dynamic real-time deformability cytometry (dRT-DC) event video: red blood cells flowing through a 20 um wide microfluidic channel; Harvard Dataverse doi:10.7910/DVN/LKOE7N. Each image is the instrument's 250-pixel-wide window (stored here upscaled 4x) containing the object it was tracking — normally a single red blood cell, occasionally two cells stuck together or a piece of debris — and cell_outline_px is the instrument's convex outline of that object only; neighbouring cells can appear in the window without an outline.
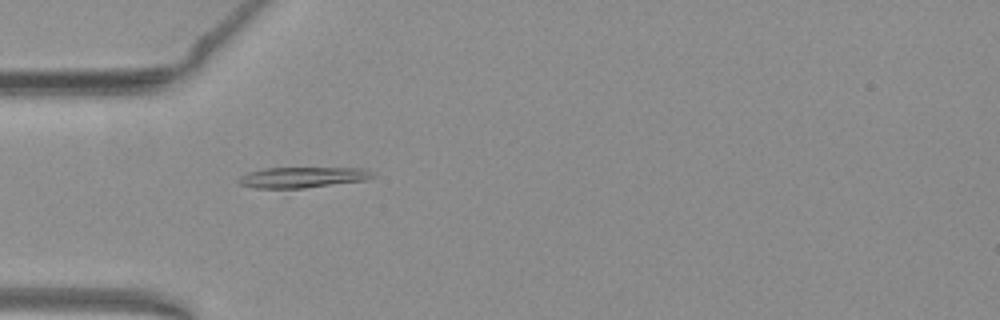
{"species": "common noctule bat (a hibernating species)", "species_latin": "Nyctalus noctula", "temperature_condition": "warm", "stored_images_in_passage": 33, "camera_frame_rate_fps": 3000, "um_per_image_px": 0.085, "animal": {"sex": "female", "body_mass_g": 19.3, "forearm_length_mm": 54.1}, "frame": {"image": 1, "passage_image": 6, "time_ms": 1.667, "image_size_px": [1000, 320], "cell_outline_px": [[376, 176], [364, 180], [304, 188], [256, 188], [236, 184], [236, 180], [240, 176], [248, 172], [264, 168], [364, 168], [372, 172]], "centroid_in_image_um": [25.65, 15.07], "position_along_channel_um": 59.4, "area_um2": 16.18}}
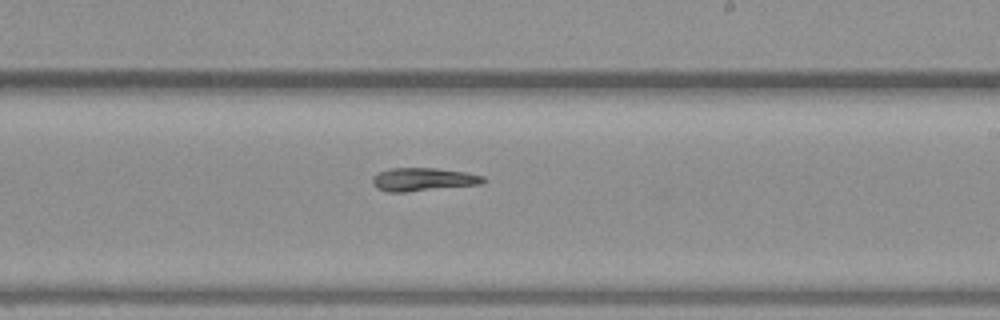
{"frame": {"image": 2, "passage_image": 21, "time_ms": 6.667, "image_size_px": [1000, 320], "cell_outline_px": [[488, 180], [480, 184], [408, 192], [388, 192], [376, 188], [372, 184], [372, 176], [388, 168], [436, 168], [464, 172], [484, 176]], "centroid_in_image_um": [35.94, 15.25], "position_along_channel_um": 253.1, "area_um2": 15.09}}
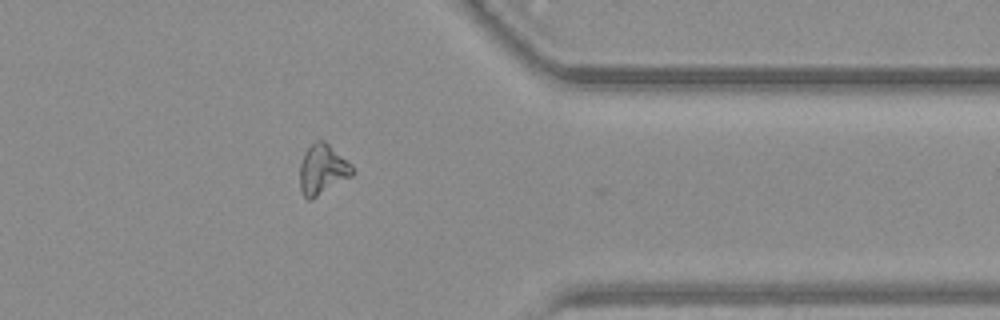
{"frame": {"image": 3, "passage_image": 32, "time_ms": 10.333, "image_size_px": [1000, 320], "cell_outline_px": [[356, 172], [352, 176], [312, 200], [308, 200], [304, 196], [300, 188], [300, 164], [304, 152], [316, 140], [324, 140], [352, 164]], "centroid_in_image_um": [27.43, 14.42], "position_along_channel_um": 384.0, "area_um2": 15.49}, "authors_computed_cell_mechanics": {"area_um2": 15.2014, "velocity_mm_per_s": 3.9438, "shape_relaxation_time_tau1_ms": null, "shape_relaxation_time_tau2_ms": 4.4226, "deformation_change_tau1": null, "deformation_change_tau2": 0.1337}}